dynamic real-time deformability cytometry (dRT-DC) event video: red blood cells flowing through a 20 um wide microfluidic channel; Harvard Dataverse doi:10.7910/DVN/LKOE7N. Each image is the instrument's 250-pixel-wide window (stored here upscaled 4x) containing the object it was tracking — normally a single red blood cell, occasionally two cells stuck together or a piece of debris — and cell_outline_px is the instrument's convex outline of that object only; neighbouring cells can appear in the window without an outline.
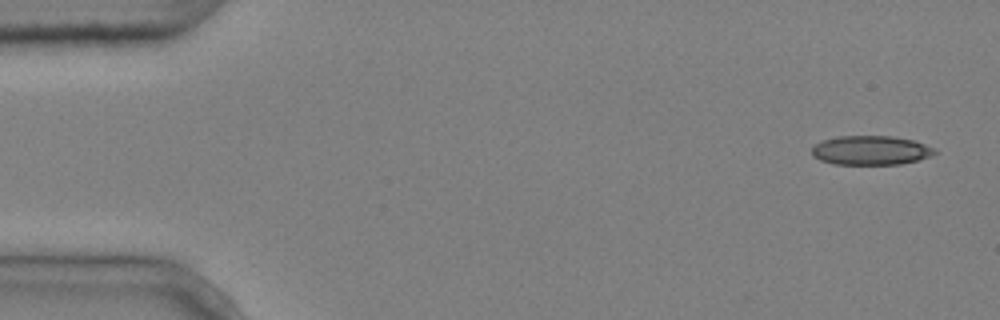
{"species": "common noctule bat (a hibernating species)", "species_latin": "Nyctalus noctula", "temperature_condition": "cold", "stored_images_in_passage": 5, "segment_of_instrument_passage": [1, 2], "camera_frame_rate_fps": 3000, "um_per_image_px": 0.085, "animal": {"sex": "male", "body_mass_g": 20.4}, "frame": {"image": 1, "passage_image": 1, "time_ms": 0.0, "image_size_px": [1000, 320], "cell_outline_px": [[940, 152], [916, 160], [900, 164], [832, 164], [820, 160], [812, 156], [812, 148], [816, 144], [824, 140], [836, 136], [892, 136], [916, 140], [936, 148]], "centroid_in_image_um": [74.04, 12.77], "position_along_channel_um": 11.0, "area_um2": 21.04}}
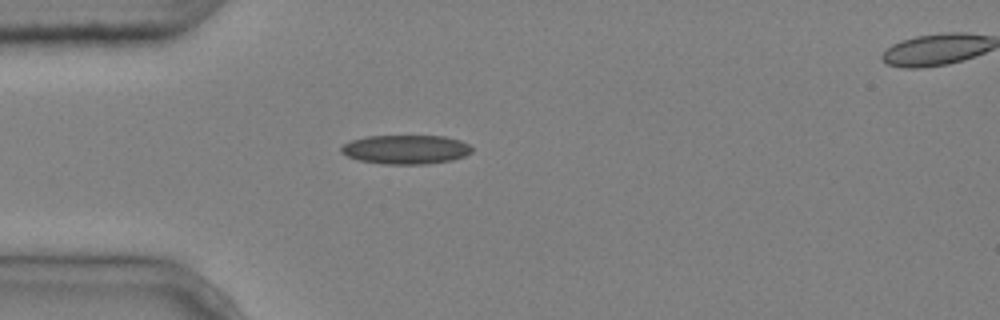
{"frame": {"image": 2, "passage_image": 4, "time_ms": 1.0, "image_size_px": [1000, 320], "cell_outline_px": [[472, 152], [464, 156], [452, 160], [428, 164], [384, 164], [360, 160], [348, 156], [340, 152], [340, 148], [344, 144], [352, 140], [368, 136], [444, 136], [460, 140], [468, 144], [472, 148]], "centroid_in_image_um": [34.51, 12.7], "position_along_channel_um": 50.5, "area_um2": 22.08}}